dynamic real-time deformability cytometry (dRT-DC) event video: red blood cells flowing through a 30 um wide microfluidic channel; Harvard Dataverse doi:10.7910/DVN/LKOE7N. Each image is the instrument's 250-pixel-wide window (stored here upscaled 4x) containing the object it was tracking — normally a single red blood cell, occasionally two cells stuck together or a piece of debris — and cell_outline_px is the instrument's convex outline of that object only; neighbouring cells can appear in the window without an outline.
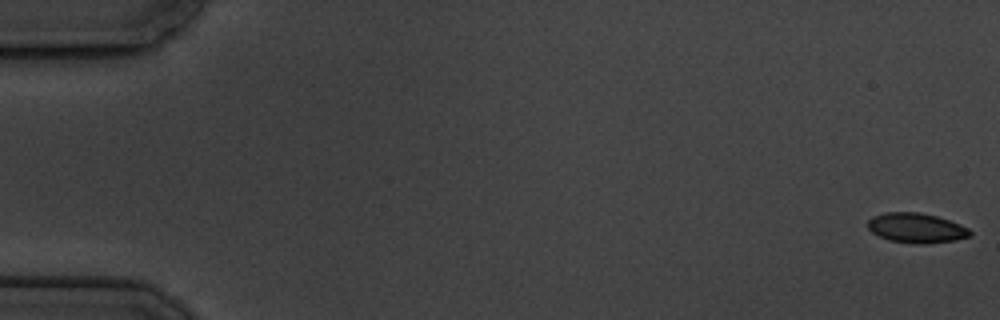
{"species": "common noctule bat (a hibernating species)", "species_latin": "Nyctalus noctula", "temperature_condition": "cold", "stored_images_in_passage": 6, "camera_frame_rate_fps": 3000, "um_per_image_px": 0.085, "animal": {"sex": "male", "body_mass_g": 19.5, "forearm_length_mm": 54.6}, "frame": {"image": 1, "passage_image": 1, "time_ms": 0.0, "image_size_px": [1000, 320], "cell_outline_px": [[972, 236], [956, 240], [924, 244], [916, 244], [888, 240], [872, 232], [868, 228], [868, 220], [872, 216], [884, 212], [920, 212], [936, 216], [960, 224], [968, 228], [972, 232]], "centroid_in_image_um": [77.89, 19.38], "position_along_channel_um": 7.1, "area_um2": 17.86}}
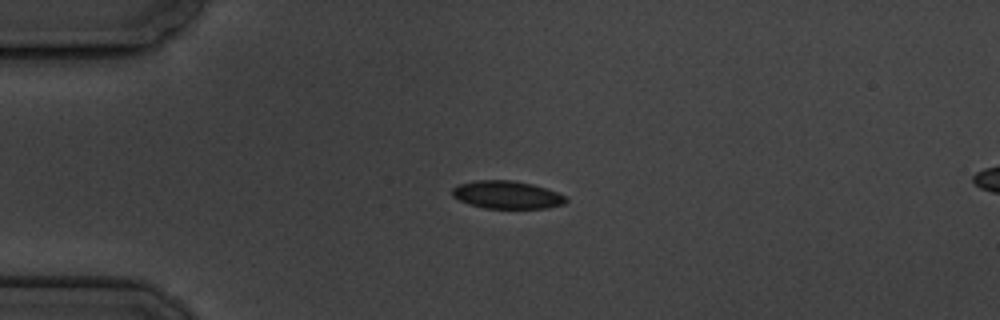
{"frame": {"image": 2, "passage_image": 5, "time_ms": 4.667, "image_size_px": [1000, 320], "cell_outline_px": [[568, 200], [564, 204], [548, 208], [484, 208], [468, 204], [452, 196], [452, 188], [460, 184], [476, 180], [512, 180], [532, 184], [568, 196]], "centroid_in_image_um": [43.1, 16.56], "position_along_channel_um": 41.9, "area_um2": 18.44}}